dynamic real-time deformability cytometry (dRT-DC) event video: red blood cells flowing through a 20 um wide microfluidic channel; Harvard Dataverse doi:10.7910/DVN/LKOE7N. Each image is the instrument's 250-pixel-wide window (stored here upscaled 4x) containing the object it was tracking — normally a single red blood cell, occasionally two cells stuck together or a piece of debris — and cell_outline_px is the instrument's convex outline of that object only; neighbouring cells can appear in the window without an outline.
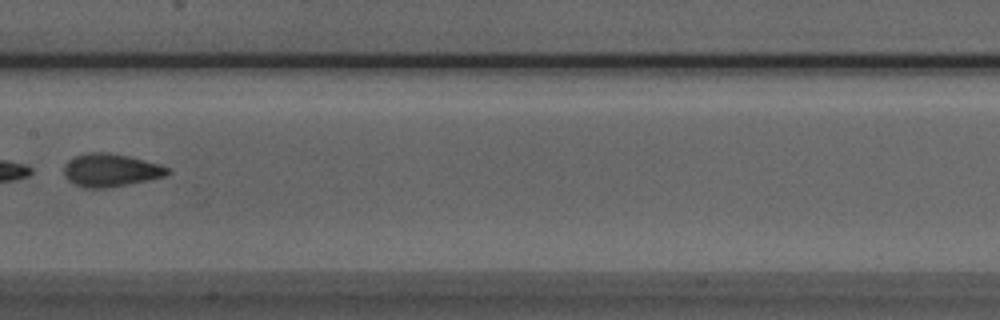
{"species": "Egyptian fruit bat (a non-hibernating species)", "species_latin": "Rousettus aegyptiacus", "temperature_condition": "room temperature", "stored_images_in_passage": 7, "camera_frame_rate_fps": 3000, "um_per_image_px": 0.085, "animal": {"sex": "male"}, "frame": {"image": 1, "passage_image": 7, "time_ms": 2.0, "image_size_px": [1000, 320], "cell_outline_px": [[172, 172], [164, 176], [148, 180], [108, 188], [84, 188], [68, 180], [64, 176], [64, 168], [68, 160], [76, 156], [92, 152], [108, 152], [128, 156], [160, 164], [168, 168]], "centroid_in_image_um": [9.41, 14.47], "position_along_channel_um": 198.0, "area_um2": 19.83}}